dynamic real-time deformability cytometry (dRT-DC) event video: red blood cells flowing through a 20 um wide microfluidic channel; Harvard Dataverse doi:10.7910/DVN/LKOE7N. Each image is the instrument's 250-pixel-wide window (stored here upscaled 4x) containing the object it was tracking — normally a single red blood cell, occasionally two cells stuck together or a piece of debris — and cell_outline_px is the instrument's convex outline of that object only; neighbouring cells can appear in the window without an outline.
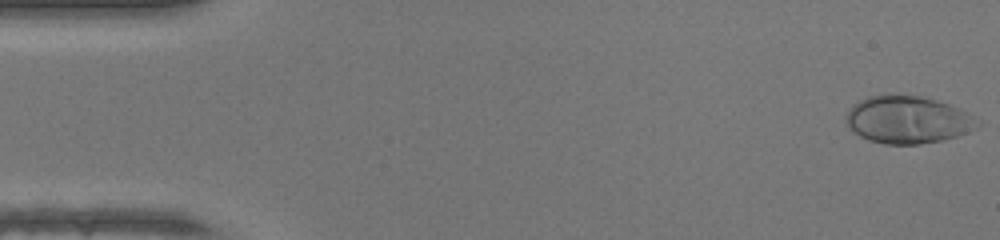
{"species": "human", "species_latin": "Homo sapiens", "temperature_condition": "warm", "stored_images_in_passage": 48, "camera_frame_rate_fps": 3000, "um_per_image_px": 0.085, "donor": {"sex": "female"}, "frame": {"image": 1, "passage_image": 1, "time_ms": 0.0, "image_size_px": [1000, 240], "cell_outline_px": [[980, 124], [976, 128], [956, 136], [940, 140], [920, 144], [884, 144], [868, 140], [860, 136], [848, 128], [844, 116], [852, 104], [868, 96], [884, 92], [888, 92], [920, 96], [936, 100], [960, 108]], "centroid_in_image_um": [77.06, 10.14], "position_along_channel_um": 7.9, "area_um2": 36.7}}
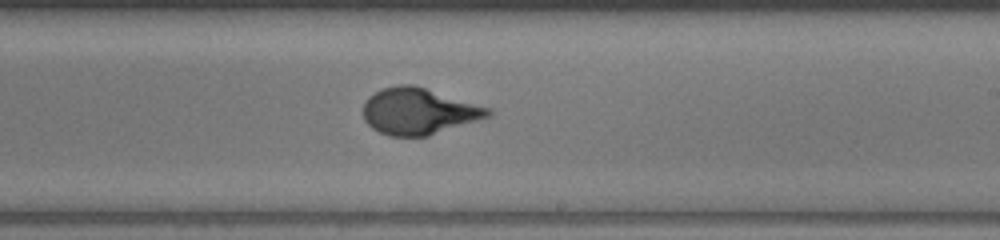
{"frame": {"image": 2, "passage_image": 28, "time_ms": 9.0, "image_size_px": [1000, 240], "cell_outline_px": [[492, 116], [428, 136], [388, 136], [372, 128], [364, 120], [364, 104], [368, 96], [384, 88], [396, 84], [412, 84], [492, 108]], "centroid_in_image_um": [35.61, 9.46], "position_along_channel_um": 253.4, "area_um2": 33.81}}
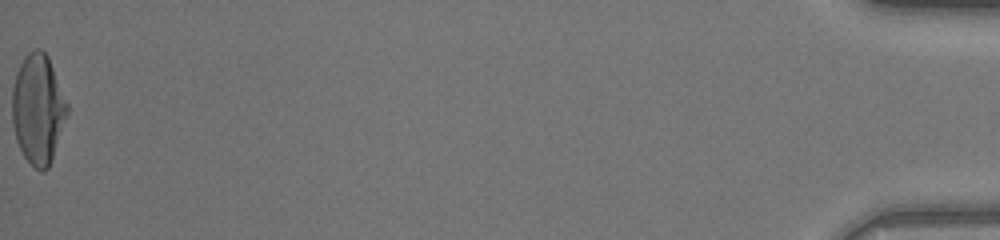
{"frame": {"image": 3, "passage_image": 48, "time_ms": 15.667, "image_size_px": [1000, 240], "cell_outline_px": [[68, 112], [52, 160], [48, 168], [44, 172], [40, 172], [24, 156], [16, 140], [12, 120], [12, 88], [16, 72], [24, 56], [32, 48], [40, 48], [48, 56], [68, 104]], "centroid_in_image_um": [3.22, 9.25], "position_along_channel_um": 432.0, "area_um2": 35.26}, "authors_computed_cell_mechanics": {"area_um2": 33.4084, "velocity_mm_per_s": 4.3214, "shape_relaxation_time_tau1_ms": 4.8303, "shape_relaxation_time_tau2_ms": null, "deformation_change_tau1": 0.272, "deformation_change_tau2": null}}